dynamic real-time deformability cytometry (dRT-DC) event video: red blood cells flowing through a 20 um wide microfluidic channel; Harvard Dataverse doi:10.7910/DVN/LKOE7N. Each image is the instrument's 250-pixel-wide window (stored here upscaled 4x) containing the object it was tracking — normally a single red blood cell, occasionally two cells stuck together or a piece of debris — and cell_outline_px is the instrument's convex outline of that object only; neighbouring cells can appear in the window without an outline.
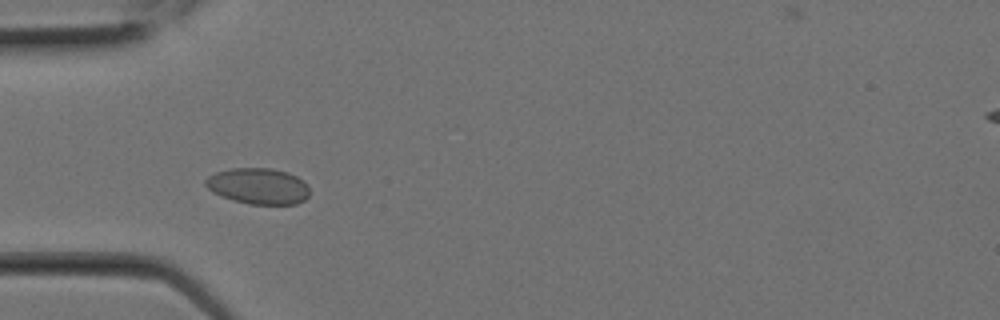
{"species": "Egyptian fruit bat (a non-hibernating species)", "species_latin": "Rousettus aegyptiacus", "temperature_condition": "room temperature", "stored_images_in_passage": 7, "camera_frame_rate_fps": 3000, "um_per_image_px": 0.085, "animal": {"sex": "female"}, "frame": {"image": 1, "passage_image": 6, "time_ms": 1.667, "image_size_px": [1000, 320], "cell_outline_px": [[308, 196], [304, 200], [296, 204], [248, 204], [232, 200], [212, 192], [204, 184], [204, 180], [208, 176], [216, 172], [232, 168], [272, 168], [288, 172], [304, 180], [308, 184]], "centroid_in_image_um": [21.95, 15.81], "position_along_channel_um": 63.0, "area_um2": 22.02}}